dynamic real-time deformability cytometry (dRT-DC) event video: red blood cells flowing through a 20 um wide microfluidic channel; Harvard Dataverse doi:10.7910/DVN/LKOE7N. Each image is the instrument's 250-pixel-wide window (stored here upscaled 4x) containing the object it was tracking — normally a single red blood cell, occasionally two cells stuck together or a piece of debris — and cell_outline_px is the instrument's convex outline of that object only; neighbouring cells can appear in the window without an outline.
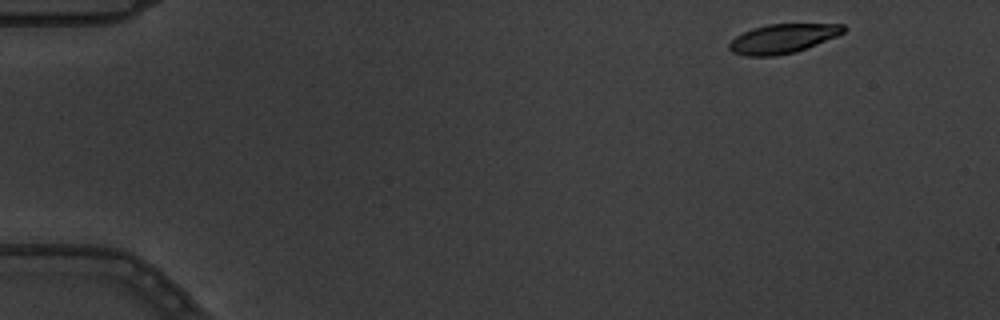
{"species": "common noctule bat (a hibernating species)", "species_latin": "Nyctalus noctula", "temperature_condition": "warm", "stored_images_in_passage": 4, "camera_frame_rate_fps": 3000, "um_per_image_px": 0.085, "animal": {"sex": "male", "body_mass_g": 19.5, "forearm_length_mm": 54.6}, "frame": {"image": 1, "passage_image": 1, "time_ms": 0.0, "image_size_px": [1000, 320], "cell_outline_px": [[844, 32], [836, 36], [796, 52], [776, 56], [744, 56], [732, 52], [728, 48], [728, 44], [736, 36], [752, 28], [768, 24], [844, 24]], "centroid_in_image_um": [66.49, 3.29], "position_along_channel_um": 18.5, "area_um2": 19.36}}
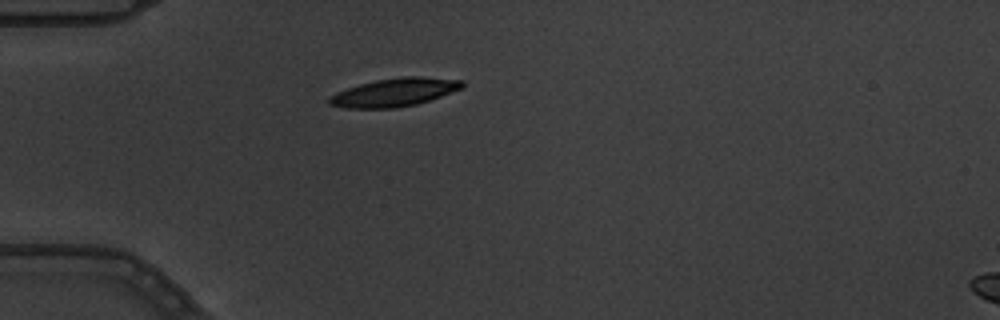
{"frame": {"image": 2, "passage_image": 4, "time_ms": 1.0, "image_size_px": [1000, 320], "cell_outline_px": [[464, 88], [416, 104], [396, 108], [348, 108], [328, 104], [328, 96], [336, 92], [360, 84], [376, 80], [404, 76], [420, 76], [464, 80]], "centroid_in_image_um": [33.54, 7.84], "position_along_channel_um": 51.5, "area_um2": 21.85}}